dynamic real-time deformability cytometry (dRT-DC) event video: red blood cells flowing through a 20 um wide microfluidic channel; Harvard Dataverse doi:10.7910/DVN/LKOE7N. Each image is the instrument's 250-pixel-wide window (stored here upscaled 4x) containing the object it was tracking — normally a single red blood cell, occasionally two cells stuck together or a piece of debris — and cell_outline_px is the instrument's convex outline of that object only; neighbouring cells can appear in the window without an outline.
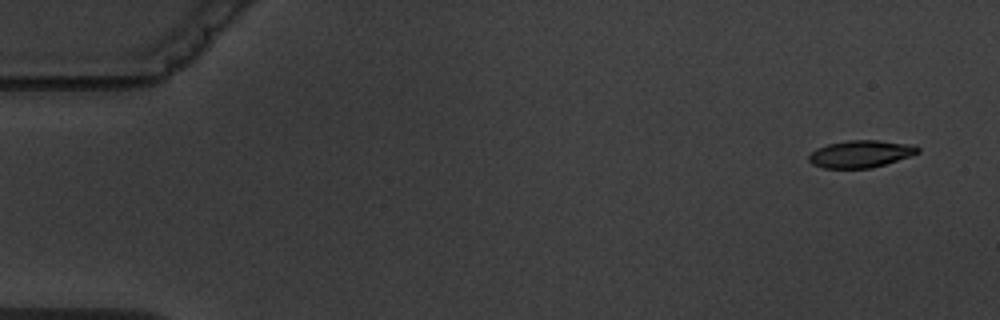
{"species": "common noctule bat (a hibernating species)", "species_latin": "Nyctalus noctula", "temperature_condition": "warm", "stored_images_in_passage": 5, "camera_frame_rate_fps": 3000, "um_per_image_px": 0.085, "animal": {"sex": "male", "body_mass_g": 19.5, "forearm_length_mm": 54.6}, "frame": {"image": 1, "passage_image": 1, "time_ms": 0.0, "image_size_px": [1000, 320], "cell_outline_px": [[920, 152], [912, 156], [872, 168], [824, 168], [812, 164], [808, 160], [808, 156], [816, 148], [828, 144], [848, 140], [880, 140], [912, 144], [920, 148]], "centroid_in_image_um": [73.18, 13.08], "position_along_channel_um": 11.8, "area_um2": 17.46}}
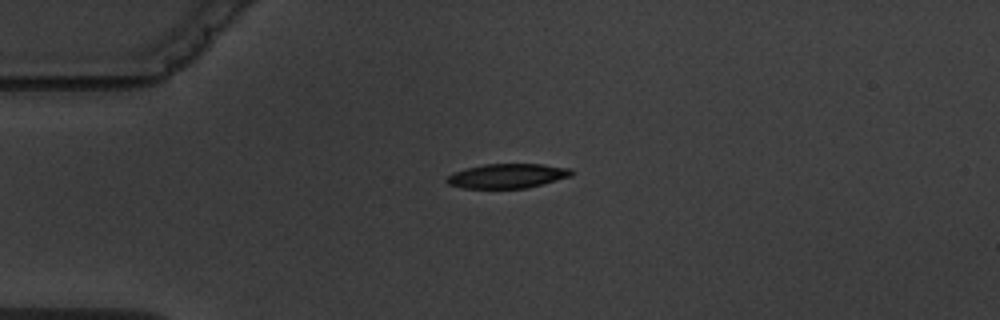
{"frame": {"image": 2, "passage_image": 4, "time_ms": 3.667, "image_size_px": [1000, 320], "cell_outline_px": [[576, 172], [572, 176], [524, 188], [464, 188], [448, 184], [444, 180], [448, 176], [456, 172], [468, 168], [484, 164], [540, 164], [572, 168]], "centroid_in_image_um": [43.16, 14.95], "position_along_channel_um": 41.8, "area_um2": 17.63}}